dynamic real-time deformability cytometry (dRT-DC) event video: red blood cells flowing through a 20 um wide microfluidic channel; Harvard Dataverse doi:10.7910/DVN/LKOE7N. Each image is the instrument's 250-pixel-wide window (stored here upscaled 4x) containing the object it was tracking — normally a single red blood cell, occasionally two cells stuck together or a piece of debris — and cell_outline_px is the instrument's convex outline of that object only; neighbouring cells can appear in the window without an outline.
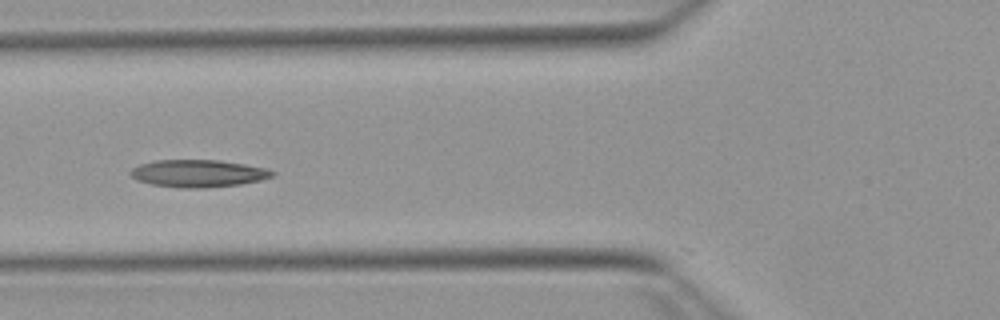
{"species": "Egyptian fruit bat (a non-hibernating species)", "species_latin": "Rousettus aegyptiacus", "temperature_condition": "warm", "stored_images_in_passage": 30, "camera_frame_rate_fps": 3000, "um_per_image_px": 0.085, "animal": {"sex": "female"}, "frame": {"image": 1, "passage_image": 3, "time_ms": 0.667, "image_size_px": [1000, 320], "cell_outline_px": [[276, 172], [272, 176], [260, 180], [240, 184], [208, 188], [180, 188], [152, 184], [136, 180], [128, 172], [132, 168], [140, 164], [156, 160], [220, 160], [244, 164], [264, 168]], "centroid_in_image_um": [16.82, 14.74], "position_along_channel_um": 109.0, "area_um2": 22.6}}
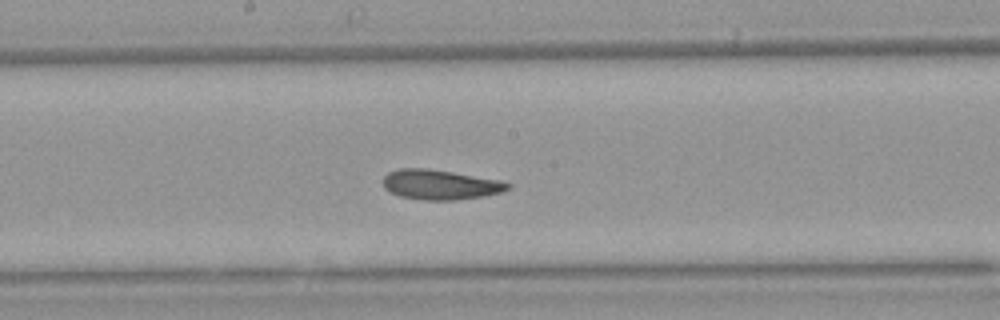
{"frame": {"image": 2, "passage_image": 11, "time_ms": 3.333, "image_size_px": [1000, 320], "cell_outline_px": [[512, 188], [500, 192], [484, 196], [452, 200], [424, 200], [400, 196], [384, 188], [384, 176], [388, 172], [400, 168], [428, 168], [500, 180], [512, 184]], "centroid_in_image_um": [37.43, 15.69], "position_along_channel_um": 210.8, "area_um2": 21.62}}
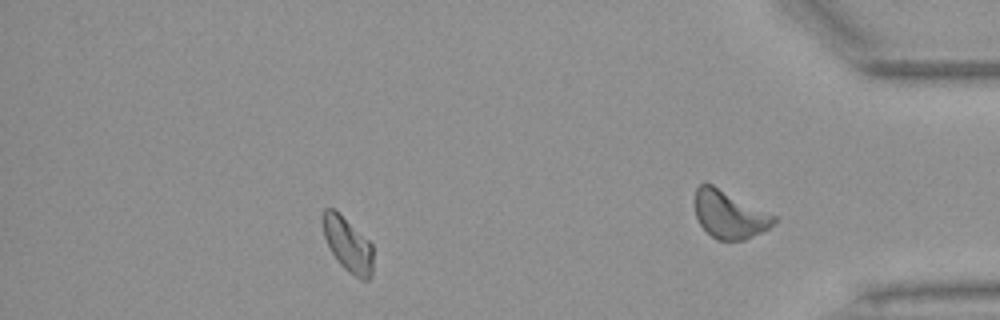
{"frame": {"image": 3, "passage_image": 24, "time_ms": 7.667, "image_size_px": [1000, 320], "cell_outline_px": [[372, 276], [368, 280], [360, 280], [348, 272], [336, 260], [324, 236], [320, 220], [320, 216], [324, 208], [332, 208], [368, 240], [372, 244]], "centroid_in_image_um": [29.53, 20.8], "position_along_channel_um": 405.7, "area_um2": 15.9}, "authors_computed_cell_mechanics": {"area_um2": 21.0681, "velocity_mm_per_s": 3.8293, "shape_relaxation_time_tau1_ms": 7.2905, "shape_relaxation_time_tau2_ms": 3.6858, "deformation_change_tau1": 0.1722, "deformation_change_tau2": 0.1092}}